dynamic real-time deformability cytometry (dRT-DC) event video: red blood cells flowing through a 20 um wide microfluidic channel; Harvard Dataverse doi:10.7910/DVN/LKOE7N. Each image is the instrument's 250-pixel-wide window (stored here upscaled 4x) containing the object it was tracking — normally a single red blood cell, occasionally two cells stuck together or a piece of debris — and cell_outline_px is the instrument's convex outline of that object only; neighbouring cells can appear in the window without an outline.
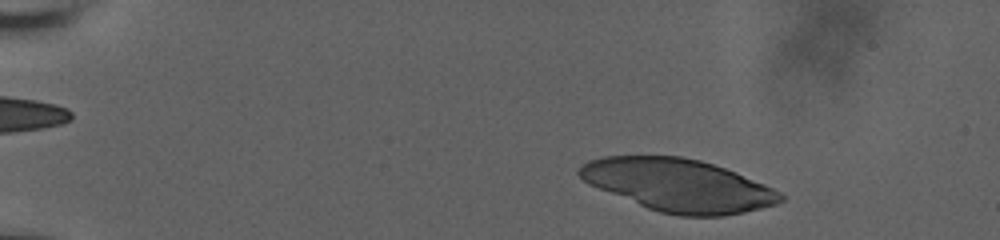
{"species": "human", "species_latin": "Homo sapiens", "temperature_condition": "room temperature", "stored_images_in_passage": 45, "camera_frame_rate_fps": 3000, "um_per_image_px": 0.085, "donor": {"sex": "male"}, "frame": {"image": 1, "passage_image": 3, "time_ms": 0.667, "image_size_px": [1000, 240], "cell_outline_px": [[784, 200], [776, 204], [744, 212], [720, 216], [680, 216], [660, 212], [648, 208], [588, 184], [576, 172], [588, 160], [604, 156], [680, 156], [700, 160], [736, 172], [764, 184], [780, 192], [784, 196]], "centroid_in_image_um": [57.66, 15.74], "position_along_channel_um": 27.3, "area_um2": 61.15}}